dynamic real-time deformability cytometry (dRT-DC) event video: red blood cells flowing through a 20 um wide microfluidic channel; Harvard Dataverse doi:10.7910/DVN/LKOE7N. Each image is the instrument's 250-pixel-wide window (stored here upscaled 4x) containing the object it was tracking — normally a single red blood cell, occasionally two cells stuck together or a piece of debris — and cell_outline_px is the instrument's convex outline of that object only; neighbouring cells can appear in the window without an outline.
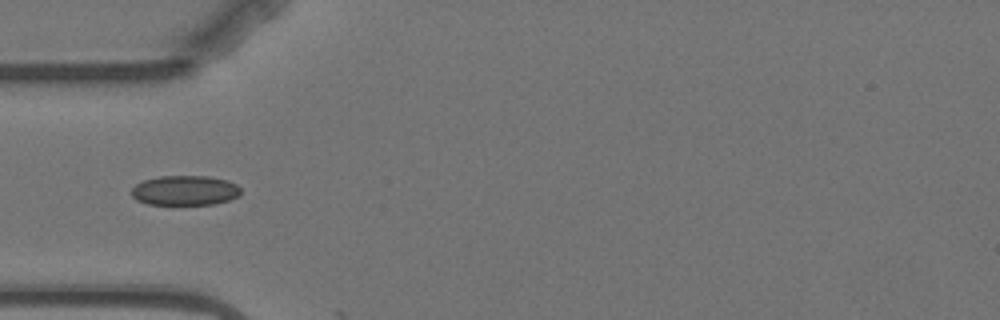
{"species": "Egyptian fruit bat (a non-hibernating species)", "species_latin": "Rousettus aegyptiacus", "temperature_condition": "warm", "stored_images_in_passage": 4, "camera_frame_rate_fps": 3000, "um_per_image_px": 0.085, "animal": {"sex": "female"}, "frame": {"image": 1, "passage_image": 4, "time_ms": 3.667, "image_size_px": [1000, 320], "cell_outline_px": [[240, 196], [216, 204], [148, 204], [136, 200], [132, 196], [132, 188], [136, 184], [144, 180], [160, 176], [208, 176], [228, 180], [236, 184], [240, 188]], "centroid_in_image_um": [15.74, 16.18], "position_along_channel_um": 69.3, "area_um2": 19.02}}